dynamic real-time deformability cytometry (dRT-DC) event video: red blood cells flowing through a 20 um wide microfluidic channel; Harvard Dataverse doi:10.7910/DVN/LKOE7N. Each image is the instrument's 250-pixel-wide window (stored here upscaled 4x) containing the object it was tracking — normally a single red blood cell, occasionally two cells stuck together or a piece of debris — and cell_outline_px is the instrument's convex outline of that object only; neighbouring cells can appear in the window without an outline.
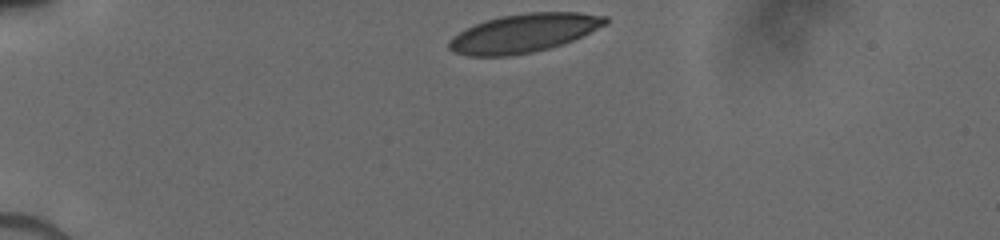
{"species": "human", "species_latin": "Homo sapiens", "temperature_condition": "cold", "stored_images_in_passage": 40, "camera_frame_rate_fps": 3000, "um_per_image_px": 0.085, "donor": {"sex": "male"}, "frame": {"image": 1, "passage_image": 1, "time_ms": 0.0, "image_size_px": [1000, 240], "cell_outline_px": [[608, 24], [572, 40], [548, 48], [532, 52], [508, 56], [468, 56], [452, 52], [448, 48], [448, 40], [452, 36], [484, 20], [500, 16], [528, 12], [580, 12], [608, 16]], "centroid_in_image_um": [44.51, 2.81], "position_along_channel_um": 40.5, "area_um2": 35.14}}
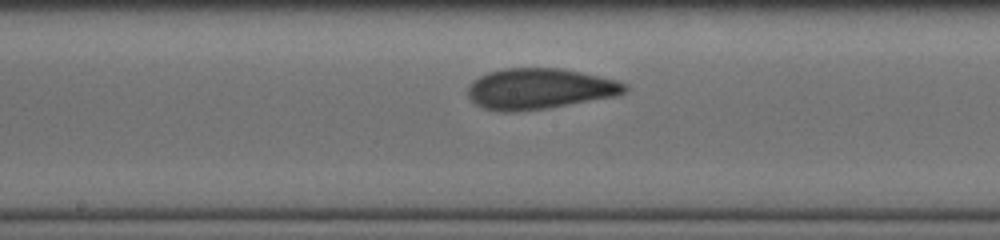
{"frame": {"image": 2, "passage_image": 20, "time_ms": 5.333, "image_size_px": [1000, 240], "cell_outline_px": [[628, 88], [624, 92], [616, 96], [548, 108], [512, 112], [500, 112], [484, 108], [476, 104], [468, 96], [468, 88], [472, 80], [488, 72], [504, 68], [560, 68], [580, 72], [616, 80], [628, 84]], "centroid_in_image_um": [45.84, 7.55], "position_along_channel_um": 202.4, "area_um2": 37.28}}
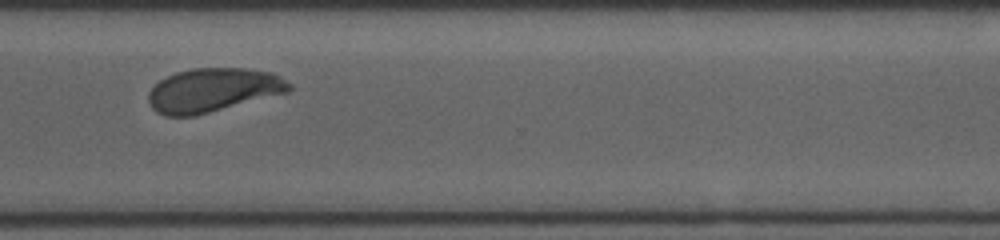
{"frame": {"image": 3, "passage_image": 39, "time_ms": 9.0, "image_size_px": [1000, 240], "cell_outline_px": [[292, 88], [288, 92], [192, 116], [164, 116], [156, 112], [152, 108], [148, 100], [148, 92], [160, 80], [176, 72], [192, 68], [244, 68], [272, 72], [280, 76], [292, 84]], "centroid_in_image_um": [18.1, 7.65], "position_along_channel_um": 352.5, "area_um2": 35.72}}